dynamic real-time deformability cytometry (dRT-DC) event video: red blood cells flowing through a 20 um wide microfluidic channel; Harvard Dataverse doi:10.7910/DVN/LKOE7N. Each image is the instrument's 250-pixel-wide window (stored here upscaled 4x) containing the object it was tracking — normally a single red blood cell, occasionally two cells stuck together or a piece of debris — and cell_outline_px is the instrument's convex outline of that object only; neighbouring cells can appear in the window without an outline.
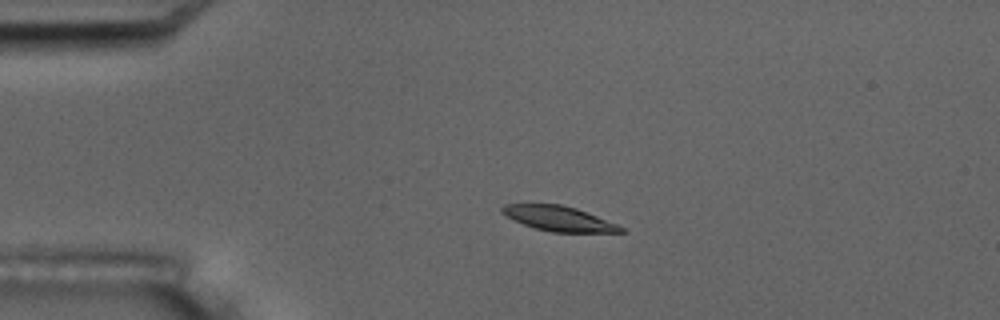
{"species": "common noctule bat (a hibernating species)", "species_latin": "Nyctalus noctula", "temperature_condition": "room temperature", "stored_images_in_passage": 5, "camera_frame_rate_fps": 3000, "um_per_image_px": 0.085, "animal": {"sex": "male", "body_mass_g": 17.5, "forearm_length_mm": 52.3}, "frame": {"image": 1, "passage_image": 4, "time_ms": 3.333, "image_size_px": [1000, 320], "cell_outline_px": [[628, 232], [552, 232], [536, 228], [512, 220], [500, 212], [500, 208], [504, 204], [560, 204], [576, 208], [616, 224], [624, 228]], "centroid_in_image_um": [47.45, 18.57], "position_along_channel_um": 37.5, "area_um2": 17.11}}